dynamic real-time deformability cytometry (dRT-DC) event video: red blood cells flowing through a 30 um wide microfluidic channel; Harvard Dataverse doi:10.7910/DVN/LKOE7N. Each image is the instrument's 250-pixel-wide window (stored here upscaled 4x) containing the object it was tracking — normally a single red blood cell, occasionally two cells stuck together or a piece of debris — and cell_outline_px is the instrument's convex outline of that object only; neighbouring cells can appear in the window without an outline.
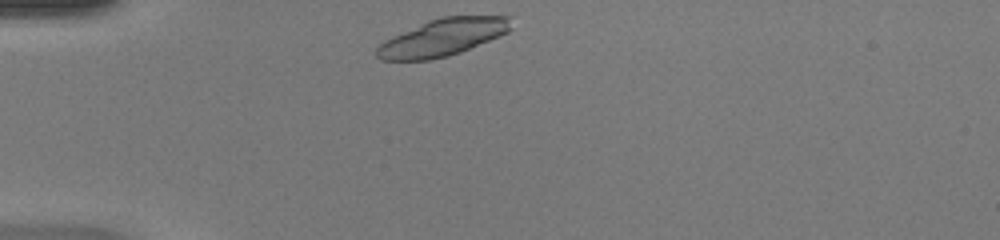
{"species": "common noctule bat (a hibernating species)", "species_latin": "Nyctalus noctula", "temperature_condition": "warm", "stored_images_in_passage": 33, "camera_frame_rate_fps": 3000, "um_per_image_px": 0.085, "animal": {"sex": "female", "body_mass_g": 20.0, "forearm_length_mm": 54.0}, "frame": {"image": 1, "passage_image": 1, "time_ms": 0.0, "image_size_px": [1000, 240], "cell_outline_px": [[512, 28], [508, 32], [500, 36], [460, 52], [448, 56], [428, 60], [380, 60], [376, 56], [376, 48], [384, 40], [392, 36], [428, 20], [440, 16], [512, 16]], "centroid_in_image_um": [37.64, 3.17], "position_along_channel_um": 47.4, "area_um2": 29.19}}